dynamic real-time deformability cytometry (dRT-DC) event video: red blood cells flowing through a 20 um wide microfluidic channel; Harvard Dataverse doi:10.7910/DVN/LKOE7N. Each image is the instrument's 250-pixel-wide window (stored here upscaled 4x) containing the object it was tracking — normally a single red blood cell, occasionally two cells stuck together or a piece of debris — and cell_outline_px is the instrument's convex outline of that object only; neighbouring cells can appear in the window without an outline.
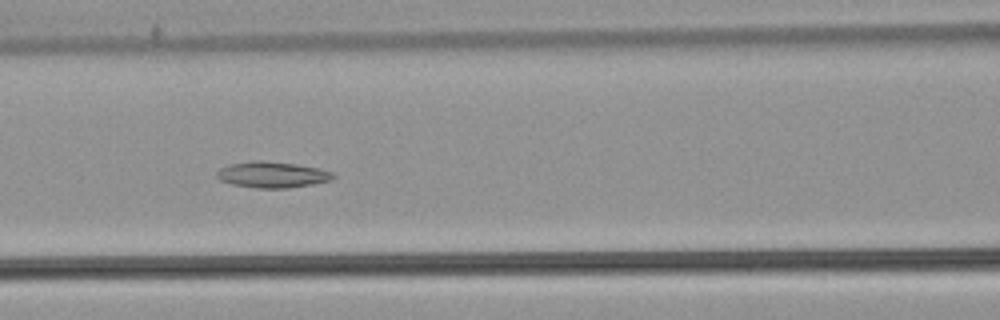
{"species": "common noctule bat (a hibernating species)", "species_latin": "Nyctalus noctula", "temperature_condition": "warm", "stored_images_in_passage": 51, "camera_frame_rate_fps": 3000, "um_per_image_px": 0.085, "animal": {"sex": "male", "body_mass_g": 21.5, "forearm_length_mm": 52.0}, "frame": {"image": 1, "passage_image": 23, "time_ms": 7.333, "image_size_px": [1000, 320], "cell_outline_px": [[336, 176], [332, 180], [312, 184], [288, 188], [256, 188], [232, 184], [220, 180], [216, 176], [216, 172], [220, 168], [228, 164], [252, 160], [260, 160], [296, 164], [320, 168], [332, 172]], "centroid_in_image_um": [23.13, 14.84], "position_along_channel_um": 143.5, "area_um2": 17.8}}
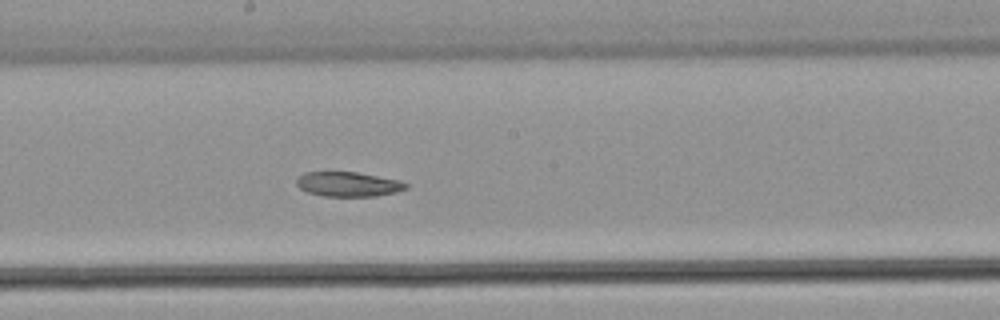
{"frame": {"image": 2, "passage_image": 29, "time_ms": 9.333, "image_size_px": [1000, 320], "cell_outline_px": [[408, 188], [396, 192], [376, 196], [324, 196], [308, 192], [300, 188], [296, 184], [296, 180], [304, 172], [356, 172], [400, 180], [408, 184]], "centroid_in_image_um": [29.62, 15.66], "position_along_channel_um": 218.6, "area_um2": 15.66}}
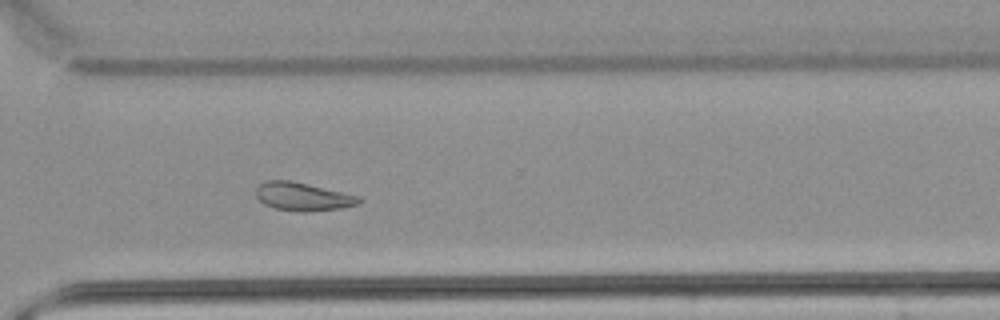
{"frame": {"image": 3, "passage_image": 39, "time_ms": 12.667, "image_size_px": [1000, 320], "cell_outline_px": [[364, 200], [360, 204], [340, 208], [308, 212], [300, 212], [276, 208], [264, 204], [256, 196], [256, 188], [260, 184], [268, 180], [288, 180], [308, 184], [360, 196]], "centroid_in_image_um": [25.78, 16.72], "position_along_channel_um": 344.8, "area_um2": 16.94}}